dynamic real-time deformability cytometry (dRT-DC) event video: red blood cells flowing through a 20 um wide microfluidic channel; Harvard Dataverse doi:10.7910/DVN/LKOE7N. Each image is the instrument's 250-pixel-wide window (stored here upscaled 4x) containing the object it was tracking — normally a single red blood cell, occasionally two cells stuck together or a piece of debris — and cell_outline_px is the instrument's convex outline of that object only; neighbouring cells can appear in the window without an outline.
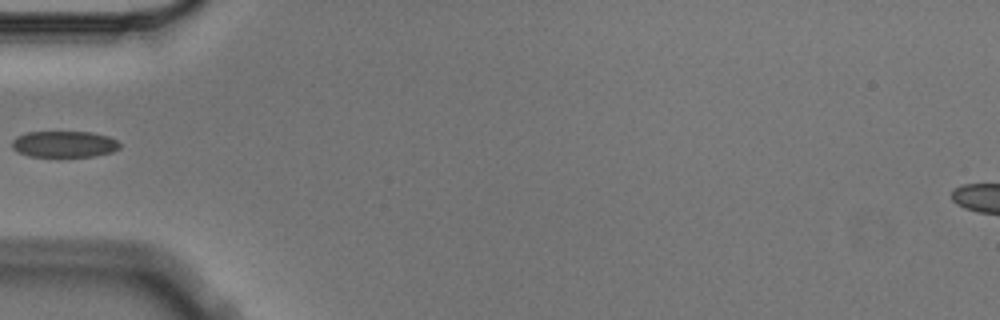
{"species": "Egyptian fruit bat (a non-hibernating species)", "species_latin": "Rousettus aegyptiacus", "temperature_condition": "cold", "stored_images_in_passage": 3, "camera_frame_rate_fps": 3000, "um_per_image_px": 0.085, "animal": {"sex": "male"}, "frame": {"image": 1, "passage_image": 2, "time_ms": 0.333, "image_size_px": [1000, 320], "cell_outline_px": [[120, 148], [112, 152], [92, 156], [28, 156], [16, 152], [12, 148], [12, 140], [16, 136], [28, 132], [92, 132], [108, 136], [116, 140], [120, 144]], "centroid_in_image_um": [5.43, 12.25], "position_along_channel_um": 79.6, "area_um2": 16.53}}
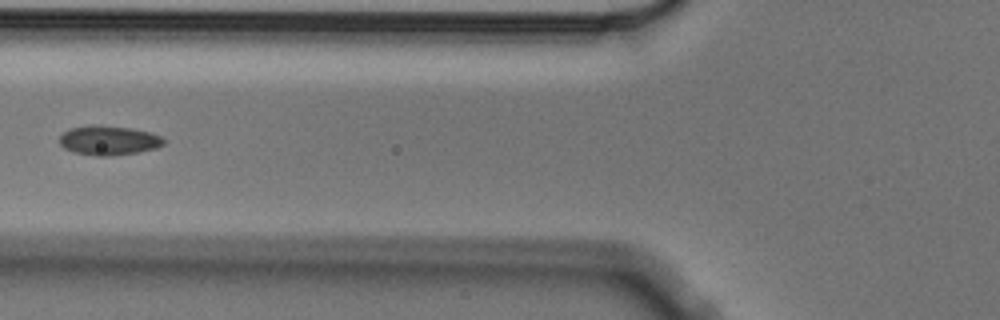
{"frame": {"image": 2, "passage_image": 3, "time_ms": 0.667, "image_size_px": [1000, 320], "cell_outline_px": [[164, 144], [156, 148], [136, 152], [112, 156], [96, 156], [72, 152], [64, 148], [60, 144], [60, 136], [64, 132], [72, 128], [92, 124], [100, 124], [132, 128], [148, 132], [160, 136], [164, 140]], "centroid_in_image_um": [9.21, 11.93], "position_along_channel_um": 116.6, "area_um2": 17.92}}